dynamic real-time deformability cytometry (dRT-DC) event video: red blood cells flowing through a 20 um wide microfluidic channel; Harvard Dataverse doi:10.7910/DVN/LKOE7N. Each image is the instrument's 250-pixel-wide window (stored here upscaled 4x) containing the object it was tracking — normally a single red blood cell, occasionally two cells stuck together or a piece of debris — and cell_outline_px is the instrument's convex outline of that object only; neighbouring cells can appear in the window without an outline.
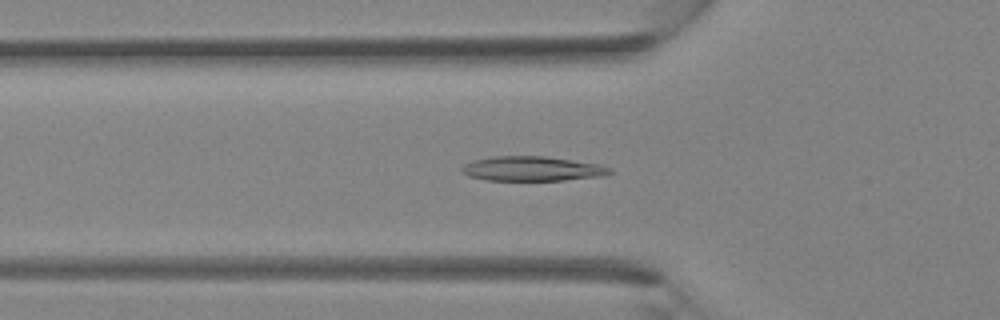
{"species": "Egyptian fruit bat (a non-hibernating species)", "species_latin": "Rousettus aegyptiacus", "temperature_condition": "room temperature", "stored_images_in_passage": 40, "camera_frame_rate_fps": 3000, "um_per_image_px": 0.085, "animal": {"sex": "female"}, "frame": {"image": 1, "passage_image": 14, "time_ms": 4.333, "image_size_px": [1000, 320], "cell_outline_px": [[612, 172], [604, 176], [564, 180], [488, 180], [468, 176], [460, 168], [464, 164], [472, 160], [492, 156], [544, 156], [600, 164], [612, 168]], "centroid_in_image_um": [45.25, 14.33], "position_along_channel_um": 80.6, "area_um2": 21.27}}
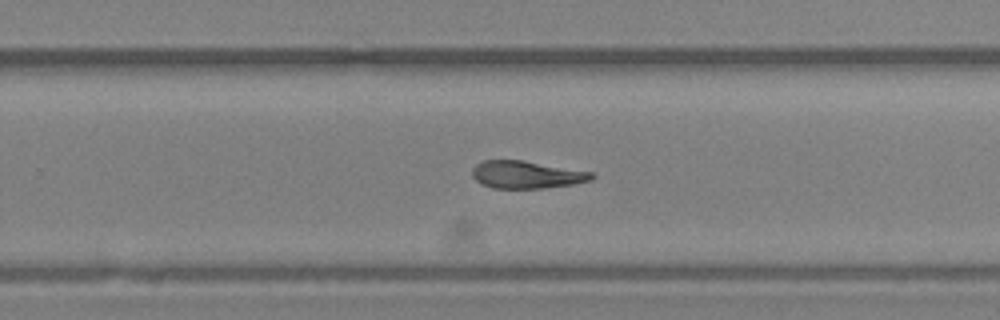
{"frame": {"image": 2, "passage_image": 26, "time_ms": 8.333, "image_size_px": [1000, 320], "cell_outline_px": [[596, 176], [592, 180], [572, 184], [544, 188], [492, 188], [480, 184], [472, 176], [472, 168], [480, 160], [524, 160], [592, 172]], "centroid_in_image_um": [44.73, 14.84], "position_along_channel_um": 285.1, "area_um2": 19.31}}
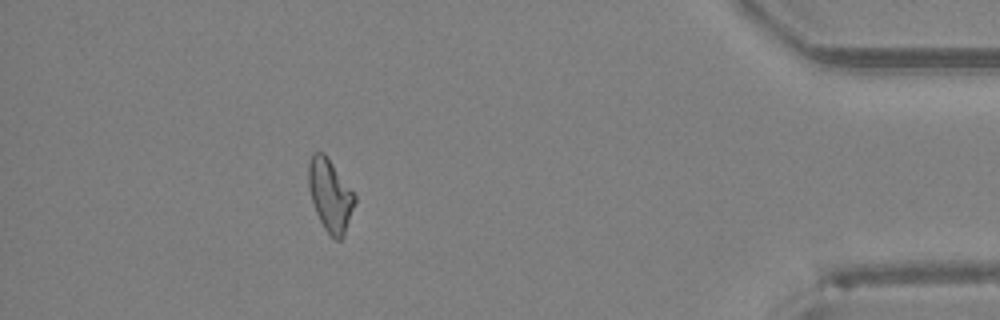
{"frame": {"image": 3, "passage_image": 36, "time_ms": 11.667, "image_size_px": [1000, 320], "cell_outline_px": [[356, 200], [344, 236], [340, 240], [336, 240], [324, 228], [316, 212], [308, 188], [308, 164], [312, 152], [324, 152], [356, 196]], "centroid_in_image_um": [28.05, 16.58], "position_along_channel_um": 407.1, "area_um2": 19.31}}